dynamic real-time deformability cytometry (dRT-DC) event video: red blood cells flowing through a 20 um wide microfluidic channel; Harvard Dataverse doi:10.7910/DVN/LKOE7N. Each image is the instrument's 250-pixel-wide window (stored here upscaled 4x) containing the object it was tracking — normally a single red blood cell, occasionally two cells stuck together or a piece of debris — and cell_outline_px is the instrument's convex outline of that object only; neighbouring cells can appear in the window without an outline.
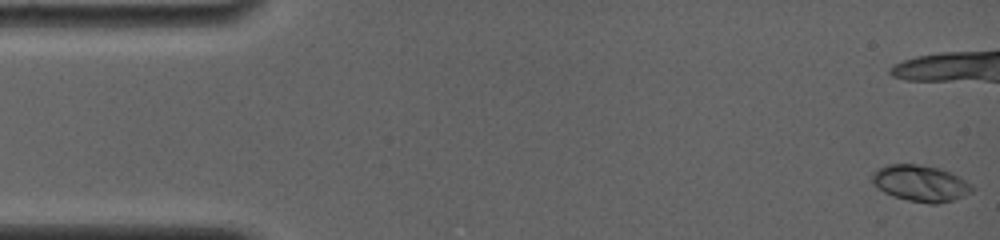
{"species": "common noctule bat (a hibernating species)", "species_latin": "Nyctalus noctula", "temperature_condition": "room temperature", "stored_images_in_passage": 81, "camera_frame_rate_fps": 4000, "um_per_image_px": 0.085, "animal": {"sex": "female", "body_mass_g": 19.0, "forearm_length_mm": 56.7}, "frame": {"image": 1, "passage_image": 1, "time_ms": 0.0, "image_size_px": [1000, 240], "cell_outline_px": [[976, 188], [972, 192], [964, 196], [952, 200], [936, 204], [928, 204], [908, 200], [892, 196], [876, 188], [872, 180], [872, 172], [876, 168], [888, 164], [916, 164], [940, 168], [952, 172], [960, 176]], "centroid_in_image_um": [78.25, 15.57], "position_along_channel_um": 6.8, "area_um2": 21.5}}
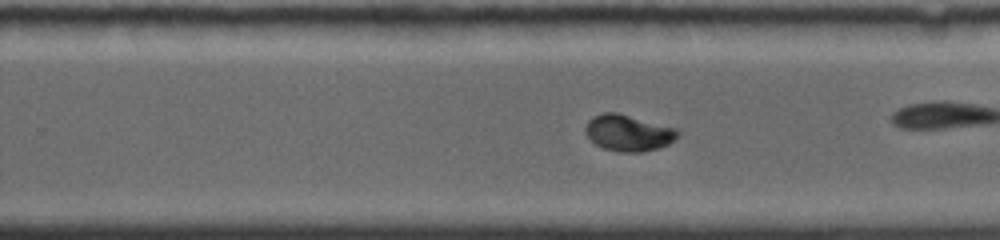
{"frame": {"image": 2, "passage_image": 51, "time_ms": 10.25, "image_size_px": [1000, 240], "cell_outline_px": [[680, 136], [668, 144], [644, 152], [620, 152], [604, 148], [596, 144], [584, 132], [584, 128], [588, 120], [604, 112], [616, 112], [680, 128]], "centroid_in_image_um": [53.46, 11.29], "position_along_channel_um": 276.3, "area_um2": 19.71}}
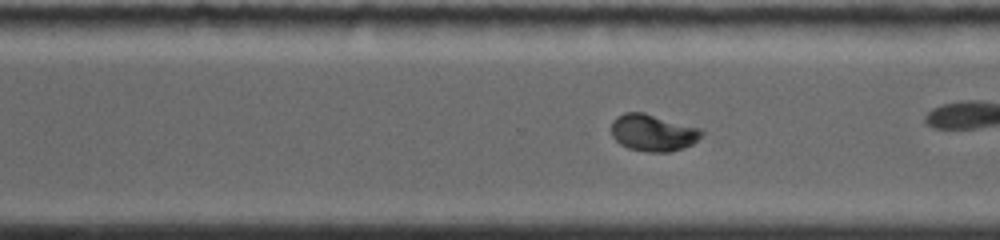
{"frame": {"image": 3, "passage_image": 56, "time_ms": 11.25, "image_size_px": [1000, 240], "cell_outline_px": [[704, 132], [692, 144], [684, 148], [668, 152], [644, 152], [628, 148], [620, 144], [612, 136], [612, 120], [616, 116], [624, 112], [644, 112], [700, 128]], "centroid_in_image_um": [55.48, 11.28], "position_along_channel_um": 315.1, "area_um2": 19.48}, "authors_computed_cell_mechanics": {"area_um2": 19.4208, "velocity_mm_per_s": 3.8686, "shape_relaxation_time_tau1_ms": 4.5267, "shape_relaxation_time_tau2_ms": null, "deformation_change_tau1": 0.2008, "deformation_change_tau2": null}}